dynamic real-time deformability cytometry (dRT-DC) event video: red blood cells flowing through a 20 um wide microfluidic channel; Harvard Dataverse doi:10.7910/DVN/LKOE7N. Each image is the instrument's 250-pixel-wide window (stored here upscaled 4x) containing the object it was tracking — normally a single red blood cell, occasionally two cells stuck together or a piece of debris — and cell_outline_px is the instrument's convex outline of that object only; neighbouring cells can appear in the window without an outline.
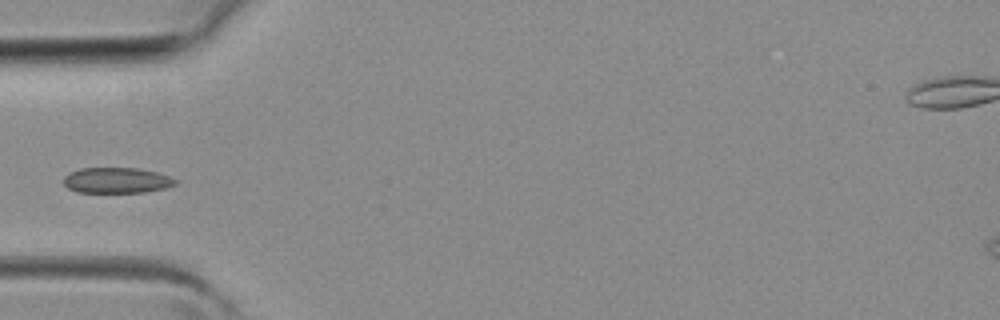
{"species": "common noctule bat (a hibernating species)", "species_latin": "Nyctalus noctula", "temperature_condition": "room temperature", "stored_images_in_passage": 4, "camera_frame_rate_fps": 3000, "um_per_image_px": 0.085, "animal": {"sex": "female", "body_mass_g": 19.3, "forearm_length_mm": 54.1}, "frame": {"image": 1, "passage_image": 4, "time_ms": 1.0, "image_size_px": [1000, 320], "cell_outline_px": [[180, 180], [176, 184], [168, 188], [144, 192], [76, 192], [68, 188], [64, 184], [64, 176], [68, 172], [80, 168], [140, 168], [156, 172]], "centroid_in_image_um": [9.94, 15.32], "position_along_channel_um": 75.1, "area_um2": 16.88}}